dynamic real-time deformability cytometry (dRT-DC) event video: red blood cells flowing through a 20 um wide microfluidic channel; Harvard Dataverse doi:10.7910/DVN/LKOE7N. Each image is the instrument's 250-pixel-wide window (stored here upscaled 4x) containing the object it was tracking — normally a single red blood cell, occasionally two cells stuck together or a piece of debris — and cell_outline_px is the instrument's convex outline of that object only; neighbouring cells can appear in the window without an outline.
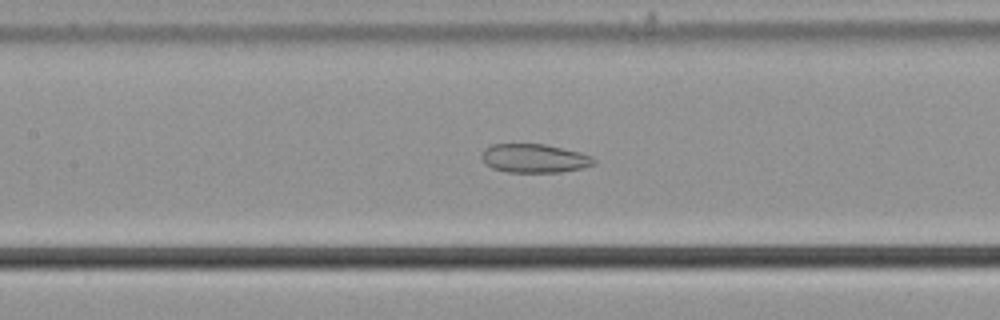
{"species": "common noctule bat (a hibernating species)", "species_latin": "Nyctalus noctula", "temperature_condition": "cold", "stored_images_in_passage": 41, "camera_frame_rate_fps": 3000, "um_per_image_px": 0.085, "animal": {"sex": "male", "body_mass_g": 21.5, "forearm_length_mm": 52.0}, "frame": {"image": 1, "passage_image": 18, "time_ms": 5.667, "image_size_px": [1000, 320], "cell_outline_px": [[596, 164], [584, 168], [560, 172], [508, 172], [492, 168], [484, 164], [480, 156], [484, 148], [492, 144], [544, 144], [580, 152], [592, 156], [596, 160]], "centroid_in_image_um": [45.41, 13.46], "position_along_channel_um": 162.0, "area_um2": 19.02}}
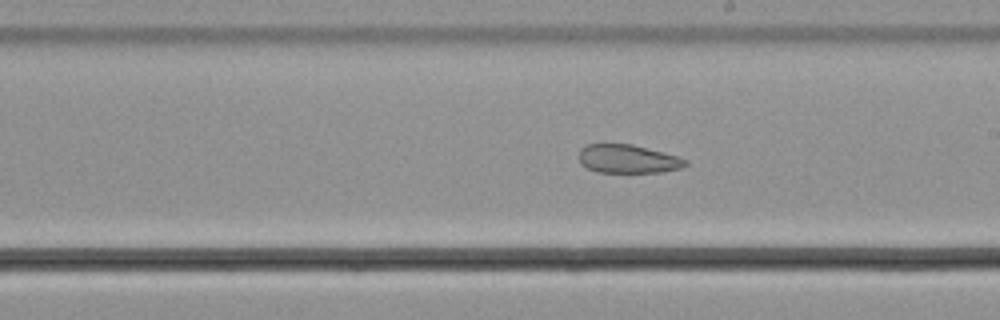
{"frame": {"image": 2, "passage_image": 24, "time_ms": 7.667, "image_size_px": [1000, 320], "cell_outline_px": [[688, 164], [680, 168], [660, 172], [596, 172], [580, 164], [580, 148], [588, 144], [632, 144], [676, 156], [688, 160]], "centroid_in_image_um": [53.35, 13.51], "position_along_channel_um": 235.6, "area_um2": 17.51}}
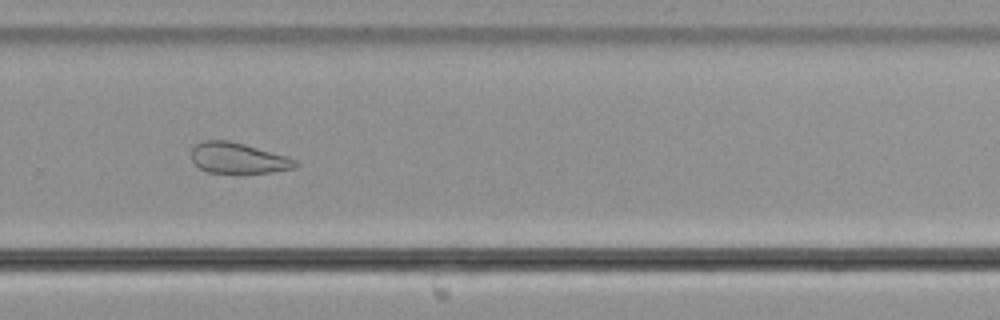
{"frame": {"image": 3, "passage_image": 30, "time_ms": 9.667, "image_size_px": [1000, 320], "cell_outline_px": [[300, 164], [296, 168], [272, 172], [208, 172], [200, 168], [192, 160], [192, 148], [196, 144], [204, 140], [228, 140], [244, 144], [284, 156], [296, 160]], "centroid_in_image_um": [20.24, 13.43], "position_along_channel_um": 309.6, "area_um2": 18.26}}